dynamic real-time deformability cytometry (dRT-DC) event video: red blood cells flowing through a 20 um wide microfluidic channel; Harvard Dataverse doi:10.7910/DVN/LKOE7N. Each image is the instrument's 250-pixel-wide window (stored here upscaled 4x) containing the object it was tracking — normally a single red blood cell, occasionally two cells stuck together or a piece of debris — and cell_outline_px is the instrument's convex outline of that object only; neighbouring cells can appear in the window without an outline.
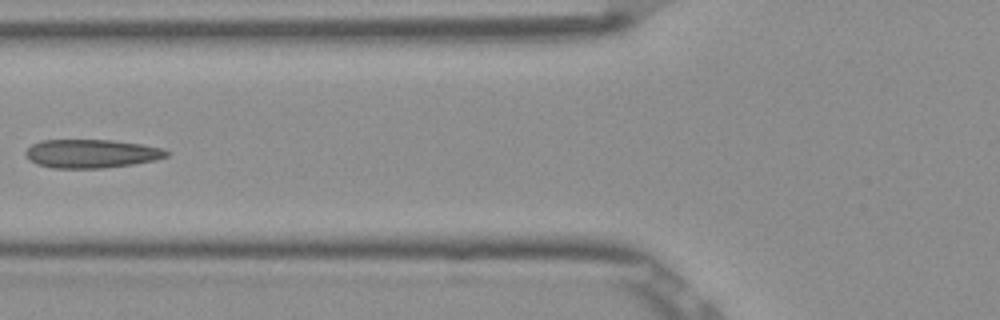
{"species": "Egyptian fruit bat (a non-hibernating species)", "species_latin": "Rousettus aegyptiacus", "temperature_condition": "room temperature", "stored_images_in_passage": 8, "camera_frame_rate_fps": 3000, "um_per_image_px": 0.085, "frame": {"image": 1, "passage_image": 6, "time_ms": 1.667, "image_size_px": [1000, 320], "cell_outline_px": [[168, 156], [156, 160], [132, 164], [104, 168], [52, 168], [36, 164], [28, 160], [24, 152], [32, 144], [40, 140], [112, 140], [140, 144], [164, 148], [168, 152]], "centroid_in_image_um": [7.74, 13.06], "position_along_channel_um": 118.1, "area_um2": 23.58}}